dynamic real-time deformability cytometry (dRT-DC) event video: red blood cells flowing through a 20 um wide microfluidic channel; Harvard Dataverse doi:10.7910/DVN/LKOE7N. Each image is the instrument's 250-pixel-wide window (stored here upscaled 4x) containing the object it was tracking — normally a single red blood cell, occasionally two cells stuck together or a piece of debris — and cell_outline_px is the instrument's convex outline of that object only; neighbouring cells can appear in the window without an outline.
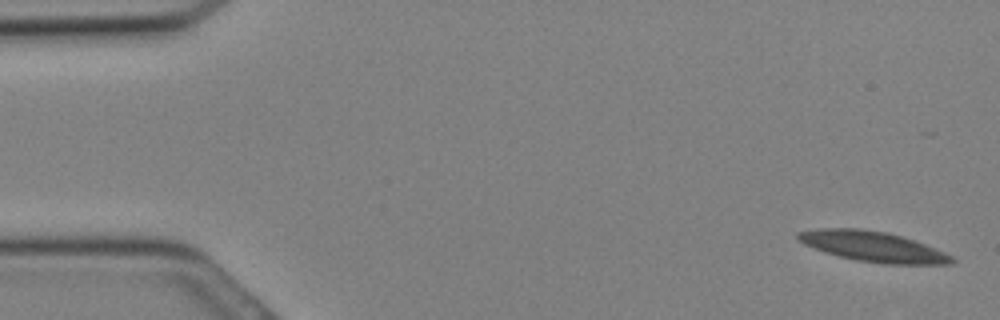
{"species": "Egyptian fruit bat (a non-hibernating species)", "species_latin": "Rousettus aegyptiacus", "temperature_condition": "cold", "stored_images_in_passage": 15, "camera_frame_rate_fps": 3000, "um_per_image_px": 0.085, "animal": {"sex": "female"}, "frame": {"image": 1, "passage_image": 1, "time_ms": 0.0, "image_size_px": [1000, 320], "cell_outline_px": [[956, 260], [952, 264], [884, 264], [856, 260], [824, 252], [804, 244], [796, 240], [796, 232], [820, 228], [860, 228], [888, 232], [924, 244], [944, 252], [952, 256]], "centroid_in_image_um": [74.16, 20.95], "position_along_channel_um": 10.8, "area_um2": 27.11}}
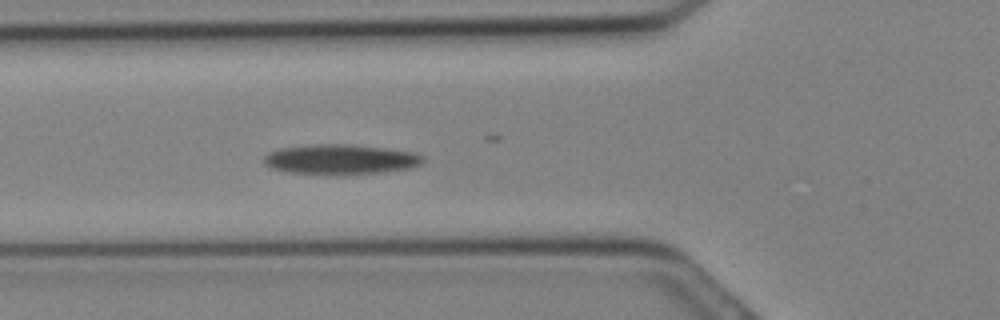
{"frame": {"image": 2, "passage_image": 11, "time_ms": 3.333, "image_size_px": [1000, 320], "cell_outline_px": [[424, 160], [420, 164], [412, 168], [384, 172], [344, 176], [336, 176], [284, 172], [272, 168], [264, 164], [264, 156], [268, 152], [280, 148], [312, 144], [352, 144], [384, 148], [412, 152], [424, 156]], "centroid_in_image_um": [28.92, 13.57], "position_along_channel_um": 96.9, "area_um2": 28.55}}
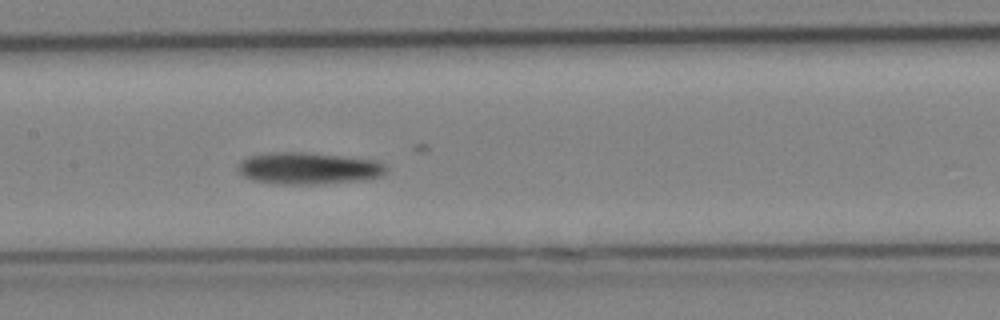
{"frame": {"image": 3, "passage_image": 15, "time_ms": 4.667, "image_size_px": [1000, 320], "cell_outline_px": [[388, 172], [384, 176], [356, 180], [312, 184], [280, 184], [252, 180], [244, 176], [236, 168], [240, 160], [248, 156], [268, 152], [304, 152], [344, 156], [376, 160], [384, 164], [388, 168]], "centroid_in_image_um": [26.2, 14.29], "position_along_channel_um": 181.2, "area_um2": 27.63}}